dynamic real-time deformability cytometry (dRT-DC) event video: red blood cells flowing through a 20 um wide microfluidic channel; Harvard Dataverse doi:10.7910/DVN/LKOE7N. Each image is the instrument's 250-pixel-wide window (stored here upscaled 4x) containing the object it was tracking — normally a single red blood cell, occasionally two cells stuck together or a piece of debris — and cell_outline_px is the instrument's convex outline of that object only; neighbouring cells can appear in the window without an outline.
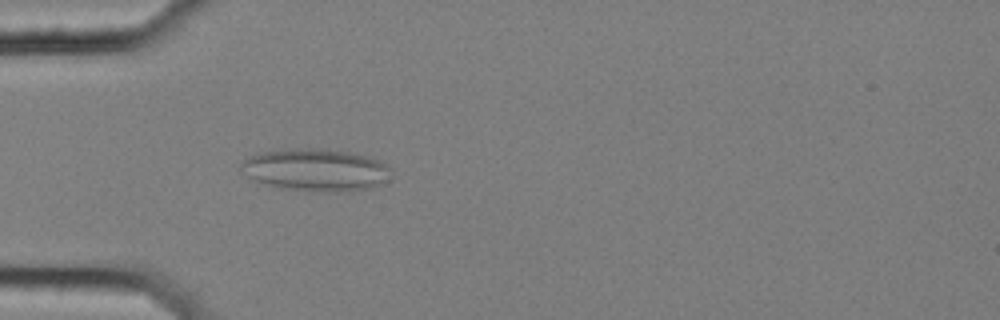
{"species": "common noctule bat (a hibernating species)", "species_latin": "Nyctalus noctula", "temperature_condition": "cold", "stored_images_in_passage": 41, "camera_frame_rate_fps": 3000, "um_per_image_px": 0.085, "animal": {"sex": "female", "body_mass_g": 25.1}, "frame": {"image": 1, "passage_image": 2, "time_ms": 0.333, "image_size_px": [1000, 320], "cell_outline_px": [[388, 180], [372, 188], [352, 192], [308, 192], [276, 188], [256, 180], [240, 172], [240, 164], [248, 156], [264, 152], [296, 148], [328, 148], [348, 152], [380, 160], [388, 168]], "centroid_in_image_um": [26.81, 14.47], "position_along_channel_um": 58.2, "area_um2": 37.45}}
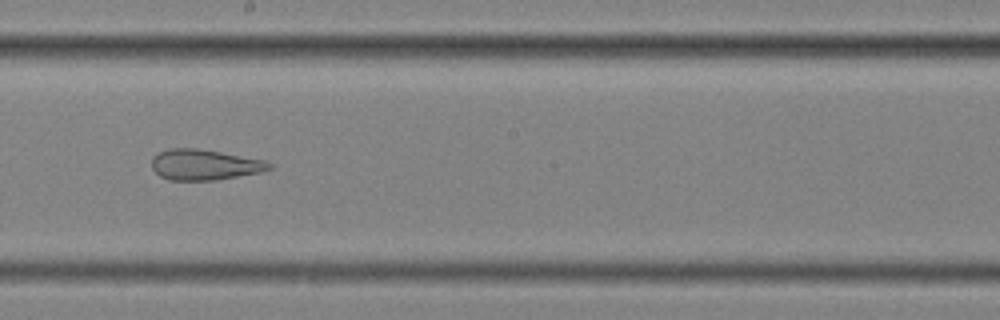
{"frame": {"image": 2, "passage_image": 17, "time_ms": 5.333, "image_size_px": [1000, 320], "cell_outline_px": [[272, 168], [260, 172], [216, 180], [168, 180], [160, 176], [152, 168], [152, 156], [160, 152], [172, 148], [196, 148], [220, 152], [264, 160], [272, 164]], "centroid_in_image_um": [17.36, 14.0], "position_along_channel_um": 230.8, "area_um2": 20.81}}
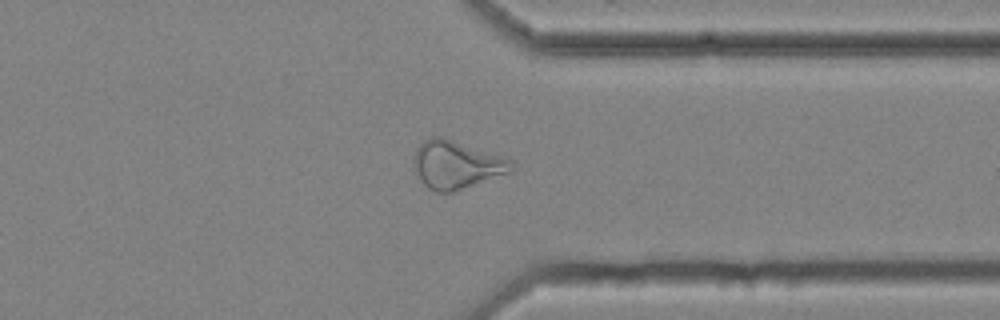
{"frame": {"image": 3, "passage_image": 29, "time_ms": 9.333, "image_size_px": [1000, 320], "cell_outline_px": [[516, 168], [512, 172], [452, 192], [436, 192], [428, 188], [420, 180], [412, 164], [412, 160], [416, 148], [424, 140], [432, 136], [440, 136], [512, 160]], "centroid_in_image_um": [38.77, 14.01], "position_along_channel_um": 372.6, "area_um2": 27.22}, "authors_computed_cell_mechanics": {"area_um2": 25.2008, "velocity_mm_per_s": 3.5588, "shape_relaxation_time_tau1_ms": null, "shape_relaxation_time_tau2_ms": 2.2843, "deformation_change_tau1": null, "deformation_change_tau2": 0.1244}}